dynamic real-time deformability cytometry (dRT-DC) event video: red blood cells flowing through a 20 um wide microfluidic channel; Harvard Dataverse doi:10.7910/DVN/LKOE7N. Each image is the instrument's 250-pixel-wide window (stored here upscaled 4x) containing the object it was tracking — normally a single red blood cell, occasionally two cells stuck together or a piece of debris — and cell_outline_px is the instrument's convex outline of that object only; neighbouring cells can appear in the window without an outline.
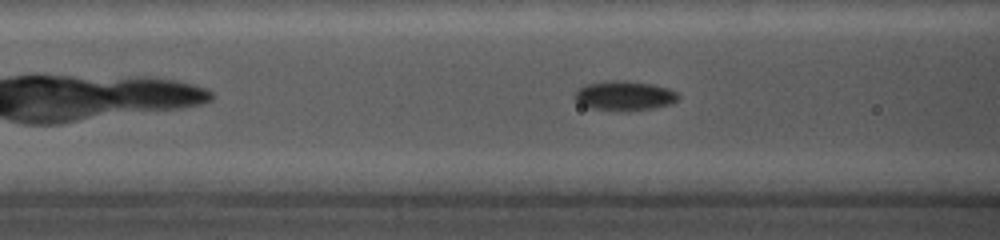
{"species": "common noctule bat (a hibernating species)", "species_latin": "Nyctalus noctula", "temperature_condition": "cold", "stored_images_in_passage": 28, "camera_frame_rate_fps": 5000, "um_per_image_px": 0.085, "animal": {"sex": "female", "body_mass_g": 19.0, "forearm_length_mm": 56.7}, "frame": {"image": 1, "passage_image": 6, "time_ms": 1.4, "image_size_px": [1000, 240], "cell_outline_px": [[680, 96], [676, 100], [668, 104], [648, 108], [592, 108], [580, 104], [572, 96], [572, 92], [576, 88], [584, 84], [608, 80], [624, 80], [652, 84], [668, 88], [676, 92]], "centroid_in_image_um": [52.98, 8.06], "position_along_channel_um": 113.6, "area_um2": 17.22}}
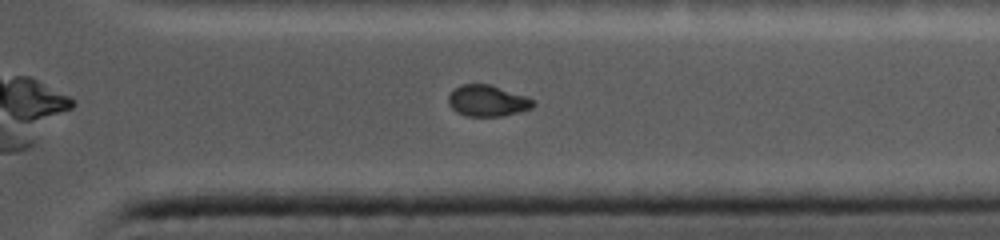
{"frame": {"image": 2, "passage_image": 24, "time_ms": 8.2, "image_size_px": [1000, 240], "cell_outline_px": [[536, 104], [532, 108], [520, 112], [504, 116], [468, 116], [456, 112], [448, 104], [448, 96], [452, 88], [460, 84], [488, 84], [528, 96], [536, 100]], "centroid_in_image_um": [41.45, 8.56], "position_along_channel_um": 370.0, "area_um2": 15.78}}
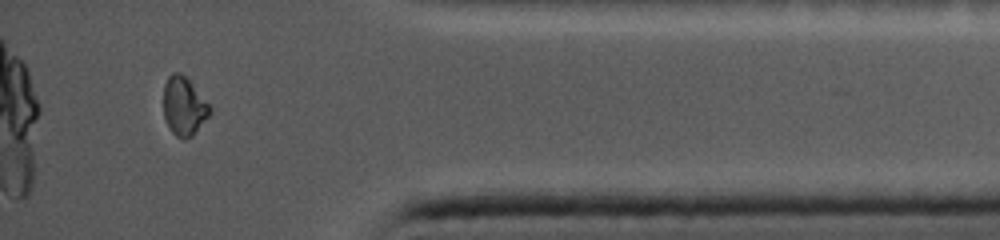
{"frame": {"image": 3, "passage_image": 27, "time_ms": 9.8, "image_size_px": [1000, 240], "cell_outline_px": [[212, 112], [192, 136], [176, 136], [168, 128], [164, 116], [164, 84], [168, 76], [172, 72], [180, 72], [188, 80], [212, 108]], "centroid_in_image_um": [15.62, 9.01], "position_along_channel_um": 419.6, "area_um2": 15.49}, "authors_computed_cell_mechanics": {"area_um2": 16.8198, "velocity_mm_per_s": 3.7568, "shape_relaxation_time_tau1_ms": null, "shape_relaxation_time_tau2_ms": 1.8134, "deformation_change_tau1": null, "deformation_change_tau2": 0.041}}